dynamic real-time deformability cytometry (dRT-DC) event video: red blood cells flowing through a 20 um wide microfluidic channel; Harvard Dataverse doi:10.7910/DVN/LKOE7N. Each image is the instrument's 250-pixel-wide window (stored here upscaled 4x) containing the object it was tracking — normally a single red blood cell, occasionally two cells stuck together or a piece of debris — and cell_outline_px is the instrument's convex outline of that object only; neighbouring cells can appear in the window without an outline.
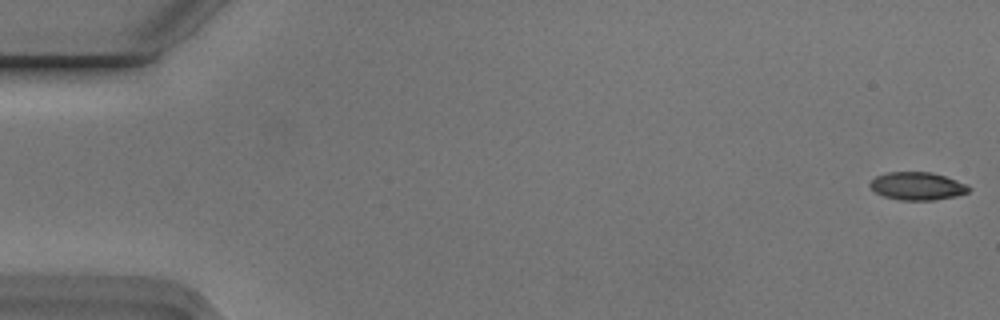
{"species": "Egyptian fruit bat (a non-hibernating species)", "species_latin": "Rousettus aegyptiacus", "temperature_condition": "cold", "stored_images_in_passage": 9, "camera_frame_rate_fps": 3000, "um_per_image_px": 0.085, "animal": {"sex": "male"}, "frame": {"image": 1, "passage_image": 1, "time_ms": 0.0, "image_size_px": [1000, 320], "cell_outline_px": [[972, 188], [968, 192], [956, 196], [932, 200], [900, 200], [884, 196], [876, 192], [868, 184], [876, 176], [888, 172], [932, 172], [968, 184]], "centroid_in_image_um": [77.99, 15.81], "position_along_channel_um": 7.0, "area_um2": 16.01}}
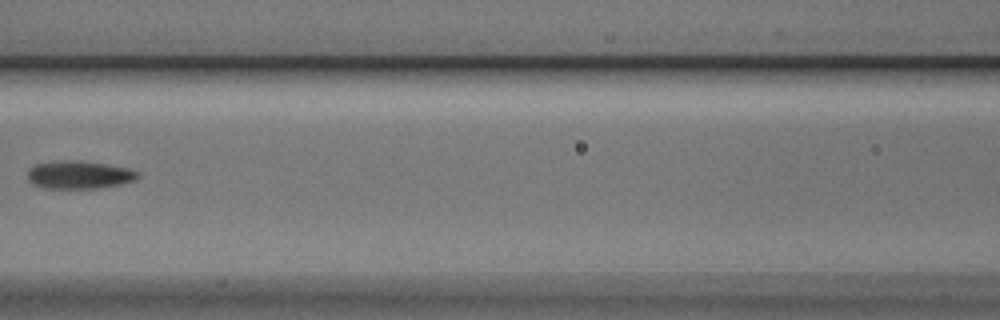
{"frame": {"image": 2, "passage_image": 7, "time_ms": 2.0, "image_size_px": [1000, 320], "cell_outline_px": [[140, 176], [136, 180], [120, 184], [96, 188], [44, 188], [32, 184], [28, 180], [28, 172], [36, 164], [52, 160], [80, 160], [128, 168], [140, 172]], "centroid_in_image_um": [6.73, 14.85], "position_along_channel_um": 159.9, "area_um2": 18.03}}
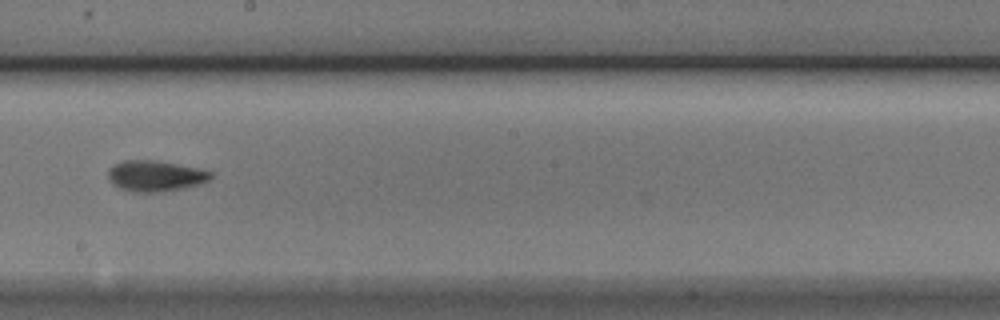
{"frame": {"image": 3, "passage_image": 9, "time_ms": 2.667, "image_size_px": [1000, 320], "cell_outline_px": [[212, 176], [208, 180], [184, 188], [160, 192], [136, 192], [120, 188], [112, 184], [108, 176], [108, 168], [124, 160], [148, 160], [196, 168], [212, 172]], "centroid_in_image_um": [13.15, 14.97], "position_along_channel_um": 235.1, "area_um2": 17.98}}